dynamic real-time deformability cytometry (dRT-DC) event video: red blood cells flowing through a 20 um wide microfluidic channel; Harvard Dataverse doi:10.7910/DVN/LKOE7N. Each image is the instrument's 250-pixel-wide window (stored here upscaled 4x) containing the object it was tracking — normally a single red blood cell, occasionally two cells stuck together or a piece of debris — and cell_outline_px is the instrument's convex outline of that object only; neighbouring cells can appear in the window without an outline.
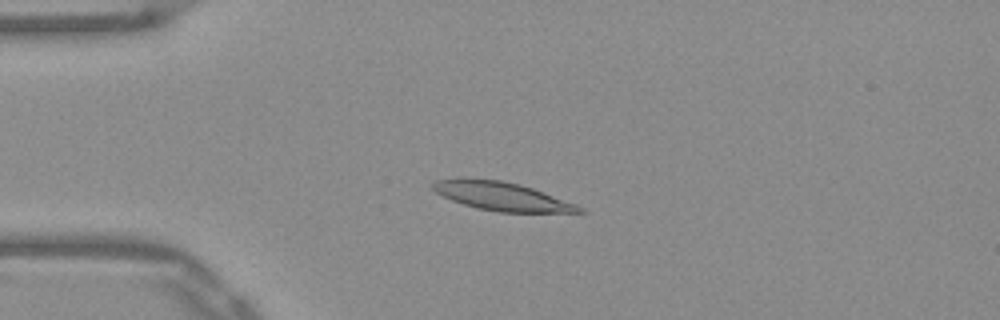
{"species": "Egyptian fruit bat (a non-hibernating species)", "species_latin": "Rousettus aegyptiacus", "temperature_condition": "warm", "stored_images_in_passage": 51, "camera_frame_rate_fps": 3000, "um_per_image_px": 0.085, "frame": {"image": 1, "passage_image": 12, "time_ms": 3.667, "image_size_px": [1000, 320], "cell_outline_px": [[588, 212], [500, 212], [476, 208], [452, 200], [436, 192], [428, 184], [436, 180], [500, 180], [520, 184], [544, 192], [576, 204], [584, 208]], "centroid_in_image_um": [42.71, 16.71], "position_along_channel_um": 42.3, "area_um2": 23.7}}
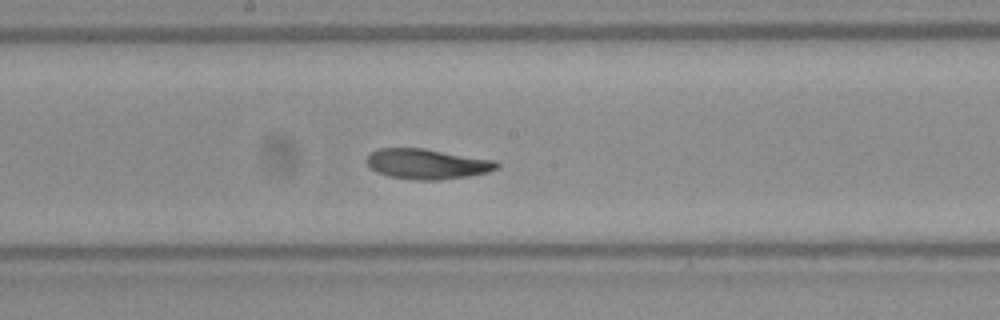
{"frame": {"image": 2, "passage_image": 27, "time_ms": 8.667, "image_size_px": [1000, 320], "cell_outline_px": [[500, 168], [488, 172], [468, 176], [440, 180], [416, 180], [388, 176], [376, 172], [364, 160], [372, 152], [380, 148], [424, 148], [496, 160], [500, 164]], "centroid_in_image_um": [36.34, 13.93], "position_along_channel_um": 211.9, "area_um2": 23.06}}
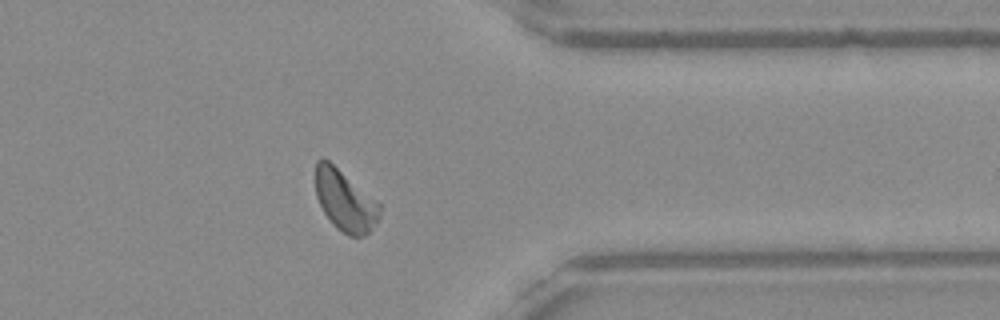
{"frame": {"image": 3, "passage_image": 41, "time_ms": 13.333, "image_size_px": [1000, 320], "cell_outline_px": [[380, 216], [368, 232], [364, 236], [348, 236], [336, 228], [332, 224], [324, 212], [316, 196], [316, 160], [328, 160], [380, 204]], "centroid_in_image_um": [29.31, 17.08], "position_along_channel_um": 382.1, "area_um2": 22.25}, "authors_computed_cell_mechanics": {"area_um2": 23.0622, "velocity_mm_per_s": 3.8731, "shape_relaxation_time_tau1_ms": 9.7036, "shape_relaxation_time_tau2_ms": 3.0088, "deformation_change_tau1": 0.2284, "deformation_change_tau2": 0.0845}}